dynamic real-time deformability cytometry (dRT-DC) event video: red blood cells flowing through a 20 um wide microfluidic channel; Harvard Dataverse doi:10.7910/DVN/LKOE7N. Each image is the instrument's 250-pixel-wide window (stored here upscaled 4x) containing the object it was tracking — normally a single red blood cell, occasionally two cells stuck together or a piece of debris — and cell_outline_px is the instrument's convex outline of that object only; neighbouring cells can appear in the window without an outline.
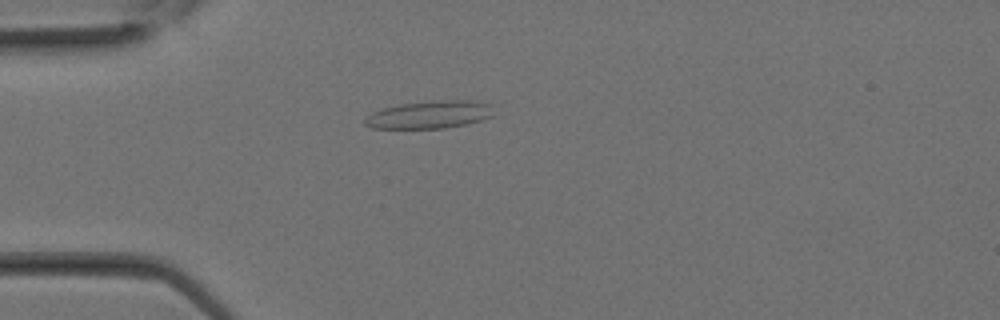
{"species": "Egyptian fruit bat (a non-hibernating species)", "species_latin": "Rousettus aegyptiacus", "temperature_condition": "room temperature", "stored_images_in_passage": 16, "camera_frame_rate_fps": 3000, "um_per_image_px": 0.085, "animal": {"sex": "female"}, "frame": {"image": 1, "passage_image": 4, "time_ms": 1.0, "image_size_px": [1000, 320], "cell_outline_px": [[492, 116], [468, 124], [444, 128], [372, 128], [364, 124], [364, 120], [372, 112], [384, 108], [400, 104], [440, 100], [468, 100], [492, 104]], "centroid_in_image_um": [36.53, 9.74], "position_along_channel_um": 48.5, "area_um2": 20.63}}
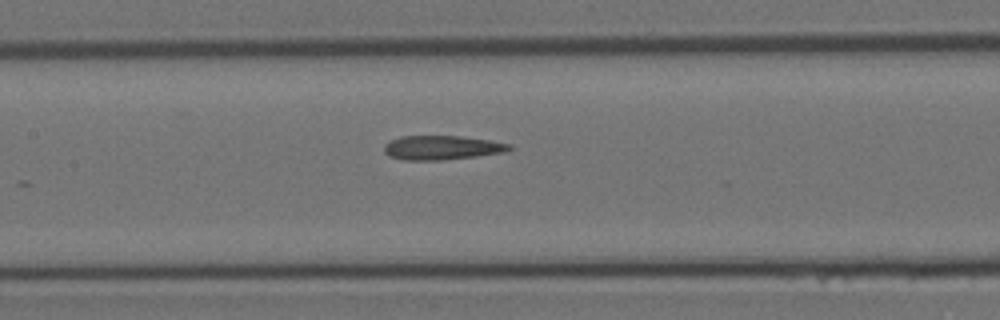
{"frame": {"image": 2, "passage_image": 10, "time_ms": 3.0, "image_size_px": [1000, 320], "cell_outline_px": [[512, 148], [504, 152], [476, 156], [444, 160], [400, 160], [388, 156], [384, 152], [384, 144], [400, 136], [460, 136], [492, 140], [512, 144]], "centroid_in_image_um": [37.55, 12.55], "position_along_channel_um": 169.9, "area_um2": 17.8}}
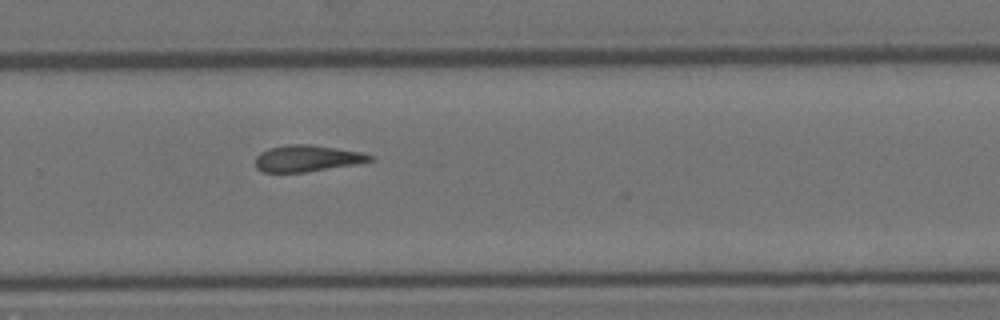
{"frame": {"image": 3, "passage_image": 16, "time_ms": 5.0, "image_size_px": [1000, 320], "cell_outline_px": [[376, 160], [356, 164], [304, 172], [264, 172], [256, 168], [256, 156], [260, 152], [268, 148], [288, 144], [308, 144], [336, 148], [360, 152], [372, 156]], "centroid_in_image_um": [26.09, 13.46], "position_along_channel_um": 303.7, "area_um2": 17.57}}